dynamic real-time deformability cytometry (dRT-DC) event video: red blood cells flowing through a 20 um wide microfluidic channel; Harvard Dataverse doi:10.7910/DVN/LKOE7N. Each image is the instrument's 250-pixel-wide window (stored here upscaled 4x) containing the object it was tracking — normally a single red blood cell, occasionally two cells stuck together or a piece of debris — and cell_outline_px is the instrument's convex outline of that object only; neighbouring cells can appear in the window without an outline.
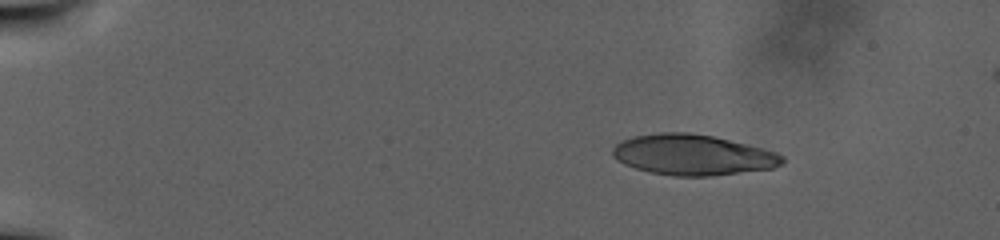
{"species": "human", "species_latin": "Homo sapiens", "temperature_condition": "warm", "stored_images_in_passage": 2, "camera_frame_rate_fps": 3000, "um_per_image_px": 0.085, "donor": {"sex": "male"}, "frame": {"image": 1, "passage_image": 1, "time_ms": 0.0, "image_size_px": [1000, 240], "cell_outline_px": [[756, 168], [728, 172], [660, 172], [632, 140], [644, 136], [708, 136], [724, 140], [748, 148]], "centroid_in_image_um": [59.05, 13.1], "position_along_channel_um": 26.0, "area_um2": 25.55}}